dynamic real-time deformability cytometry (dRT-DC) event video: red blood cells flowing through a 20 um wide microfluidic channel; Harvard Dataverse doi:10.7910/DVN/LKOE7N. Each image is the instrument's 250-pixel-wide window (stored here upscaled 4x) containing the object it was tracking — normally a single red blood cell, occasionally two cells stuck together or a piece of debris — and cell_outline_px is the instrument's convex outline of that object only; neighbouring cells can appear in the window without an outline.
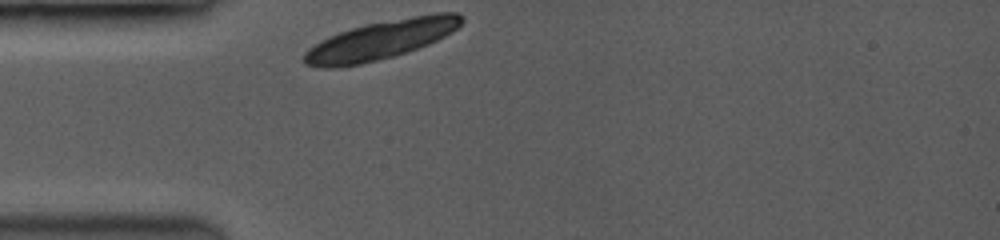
{"species": "common noctule bat (a hibernating species)", "species_latin": "Nyctalus noctula", "temperature_condition": "room temperature", "stored_images_in_passage": 26, "camera_frame_rate_fps": 3500, "um_per_image_px": 0.085, "animal": {"sex": "female", "body_mass_g": 19.0, "forearm_length_mm": 53.3}, "frame": {"image": 1, "passage_image": 1, "time_ms": 0.0, "image_size_px": [1000, 240], "cell_outline_px": [[464, 20], [452, 32], [428, 44], [392, 56], [360, 64], [336, 68], [324, 68], [304, 64], [304, 52], [308, 48], [320, 40], [328, 36], [352, 28], [368, 24], [436, 12], [456, 12], [464, 16]], "centroid_in_image_um": [32.36, 3.39], "position_along_channel_um": 52.6, "area_um2": 35.2}}